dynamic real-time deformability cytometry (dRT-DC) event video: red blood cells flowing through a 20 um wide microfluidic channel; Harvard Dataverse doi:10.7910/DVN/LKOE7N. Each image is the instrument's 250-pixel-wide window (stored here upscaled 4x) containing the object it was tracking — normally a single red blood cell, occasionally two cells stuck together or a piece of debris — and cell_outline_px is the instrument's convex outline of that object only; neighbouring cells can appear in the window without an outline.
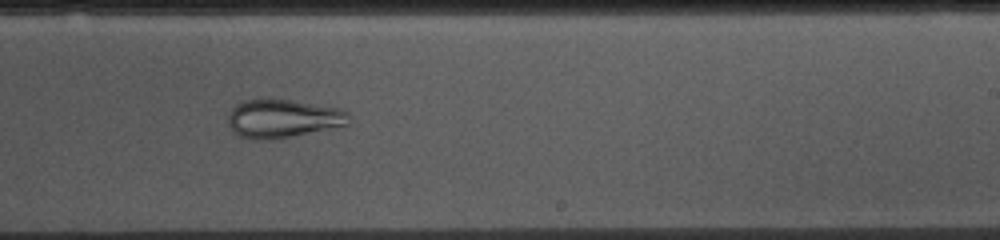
{"species": "common noctule bat (a hibernating species)", "species_latin": "Nyctalus noctula", "temperature_condition": "cold", "stored_images_in_passage": 53, "camera_frame_rate_fps": 3000, "um_per_image_px": 0.085, "animal": {"sex": "female", "body_mass_g": 10.0, "forearm_length_mm": 53.1}, "frame": {"image": 1, "passage_image": 31, "time_ms": 10.0, "image_size_px": [1000, 240], "cell_outline_px": [[348, 124], [344, 128], [268, 140], [252, 140], [240, 136], [232, 132], [228, 124], [228, 112], [236, 104], [244, 100], [288, 100], [344, 108], [348, 112]], "centroid_in_image_um": [24.1, 10.11], "position_along_channel_um": 264.9, "area_um2": 27.63}}